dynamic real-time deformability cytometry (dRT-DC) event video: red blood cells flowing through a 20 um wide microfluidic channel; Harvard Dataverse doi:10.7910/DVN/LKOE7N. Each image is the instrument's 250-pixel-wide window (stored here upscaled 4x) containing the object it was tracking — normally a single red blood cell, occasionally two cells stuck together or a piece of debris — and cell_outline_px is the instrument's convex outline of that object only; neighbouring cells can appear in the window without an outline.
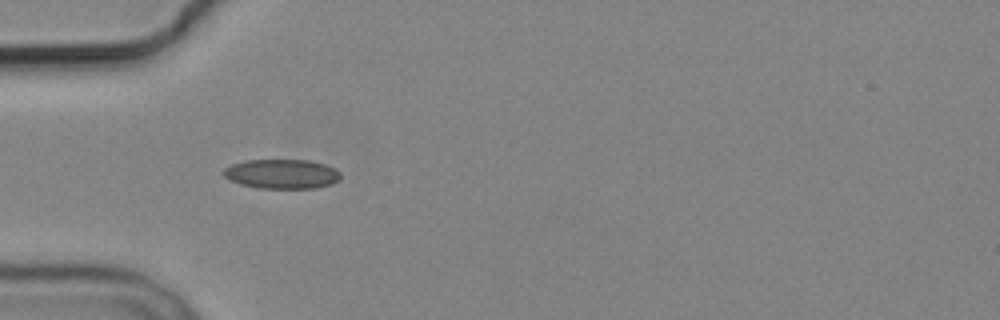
{"species": "common noctule bat (a hibernating species)", "species_latin": "Nyctalus noctula", "temperature_condition": "cold", "stored_images_in_passage": 6, "camera_frame_rate_fps": 3000, "um_per_image_px": 0.085, "animal": {"sex": "male", "body_mass_g": 19.2, "forearm_length_mm": 51.8}, "frame": {"image": 1, "passage_image": 5, "time_ms": 5.0, "image_size_px": [1000, 320], "cell_outline_px": [[340, 180], [332, 184], [316, 188], [260, 188], [240, 184], [224, 176], [220, 172], [224, 168], [232, 164], [248, 160], [308, 160], [324, 164], [336, 168], [340, 172]], "centroid_in_image_um": [23.97, 14.78], "position_along_channel_um": 61.0, "area_um2": 20.17}}
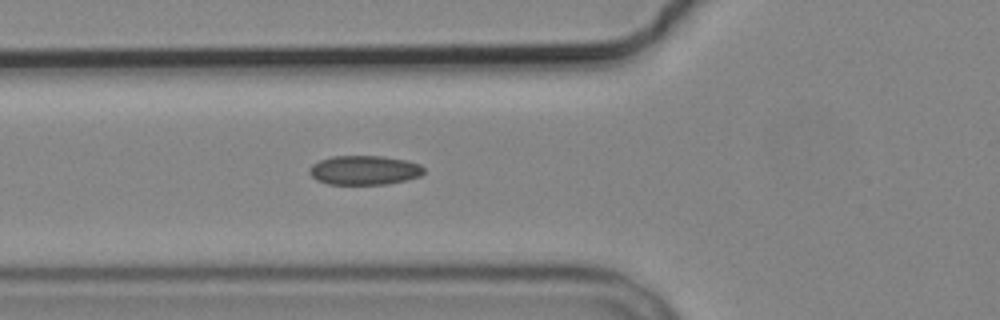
{"frame": {"image": 2, "passage_image": 6, "time_ms": 6.0, "image_size_px": [1000, 320], "cell_outline_px": [[424, 172], [420, 176], [388, 184], [328, 184], [316, 180], [308, 172], [308, 168], [312, 164], [320, 160], [332, 156], [380, 156], [408, 160], [420, 164], [424, 168]], "centroid_in_image_um": [30.95, 14.46], "position_along_channel_um": 94.8, "area_um2": 19.59}}